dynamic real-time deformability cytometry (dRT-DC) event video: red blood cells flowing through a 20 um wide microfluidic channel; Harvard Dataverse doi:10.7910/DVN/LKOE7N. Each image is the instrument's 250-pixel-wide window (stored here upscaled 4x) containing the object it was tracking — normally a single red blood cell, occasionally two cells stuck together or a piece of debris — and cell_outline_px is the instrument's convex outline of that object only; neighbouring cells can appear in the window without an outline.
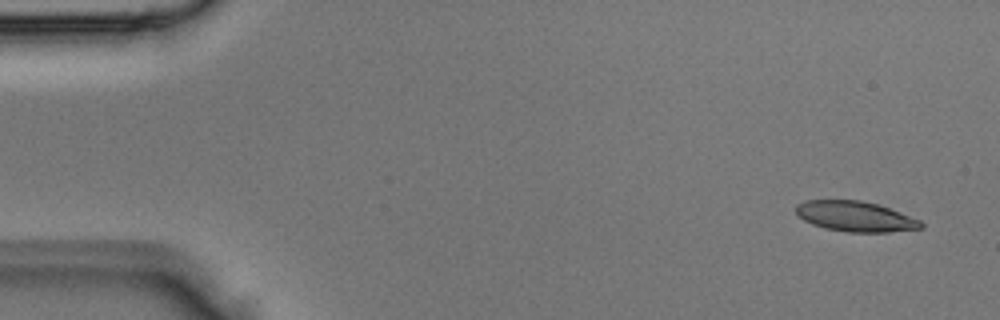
{"species": "Egyptian fruit bat (a non-hibernating species)", "species_latin": "Rousettus aegyptiacus", "temperature_condition": "room temperature", "stored_images_in_passage": 5, "camera_frame_rate_fps": 3000, "um_per_image_px": 0.085, "animal": {"sex": "male"}, "frame": {"image": 1, "passage_image": 1, "time_ms": 0.0, "image_size_px": [1000, 320], "cell_outline_px": [[924, 228], [888, 232], [848, 232], [824, 228], [812, 224], [804, 220], [796, 212], [796, 204], [804, 200], [860, 200], [876, 204], [888, 208], [920, 220], [924, 224]], "centroid_in_image_um": [72.69, 18.4], "position_along_channel_um": 12.3, "area_um2": 21.96}}
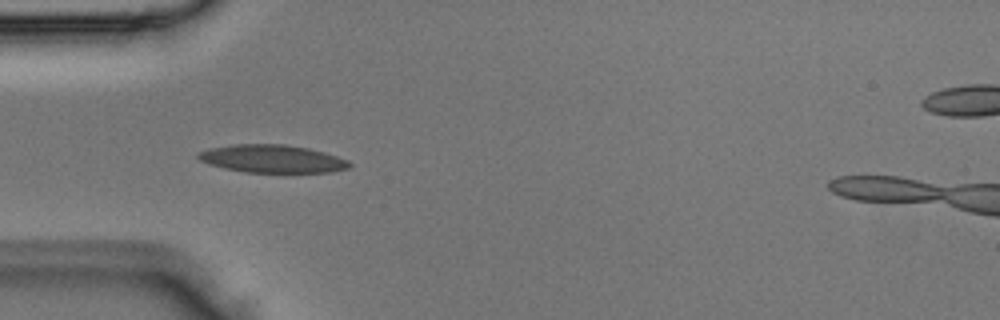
{"frame": {"image": 2, "passage_image": 4, "time_ms": 1.0, "image_size_px": [1000, 320], "cell_outline_px": [[352, 164], [348, 168], [328, 172], [248, 172], [224, 168], [208, 164], [200, 160], [196, 156], [200, 152], [208, 148], [232, 144], [284, 144], [308, 148], [324, 152], [348, 160]], "centroid_in_image_um": [23.12, 13.49], "position_along_channel_um": 61.9, "area_um2": 24.45}}
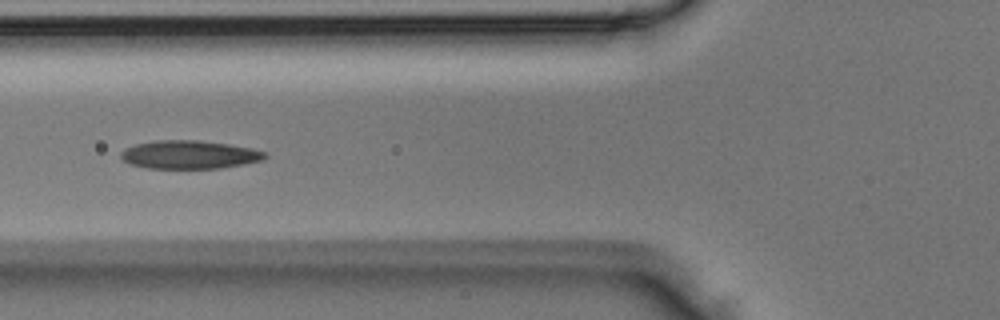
{"frame": {"image": 3, "passage_image": 5, "time_ms": 1.333, "image_size_px": [1000, 320], "cell_outline_px": [[268, 156], [264, 160], [220, 168], [148, 168], [132, 164], [124, 160], [120, 156], [120, 152], [124, 148], [136, 144], [156, 140], [200, 140], [228, 144], [252, 148], [264, 152]], "centroid_in_image_um": [16.1, 13.14], "position_along_channel_um": 109.7, "area_um2": 23.7}}